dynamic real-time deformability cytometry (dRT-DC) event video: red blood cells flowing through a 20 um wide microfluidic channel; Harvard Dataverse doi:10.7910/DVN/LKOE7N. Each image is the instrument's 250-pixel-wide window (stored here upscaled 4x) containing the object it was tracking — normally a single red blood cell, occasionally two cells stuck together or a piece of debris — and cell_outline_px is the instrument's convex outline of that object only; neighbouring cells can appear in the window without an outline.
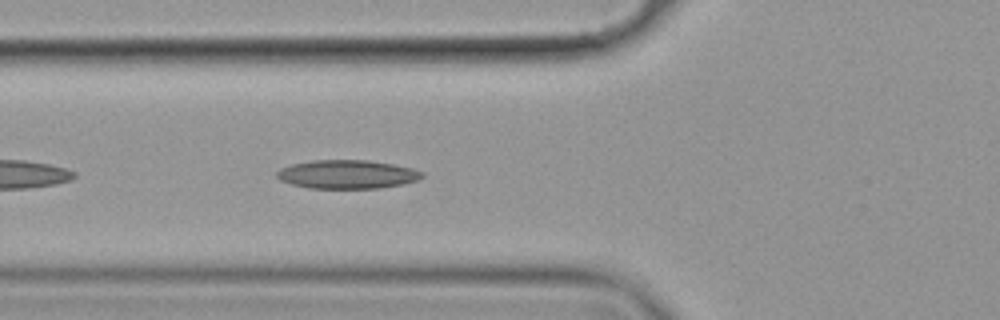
{"species": "common noctule bat (a hibernating species)", "species_latin": "Nyctalus noctula", "temperature_condition": "cold", "stored_images_in_passage": 39, "camera_frame_rate_fps": 3000, "um_per_image_px": 0.085, "animal": {"sex": "female", "body_mass_g": 19.9}, "frame": {"image": 1, "passage_image": 5, "time_ms": 1.333, "image_size_px": [1000, 320], "cell_outline_px": [[424, 176], [416, 180], [400, 184], [380, 188], [308, 188], [292, 184], [280, 180], [276, 176], [276, 172], [280, 168], [292, 164], [312, 160], [368, 160], [392, 164], [412, 168], [424, 172]], "centroid_in_image_um": [29.49, 14.81], "position_along_channel_um": 96.3, "area_um2": 24.16}}
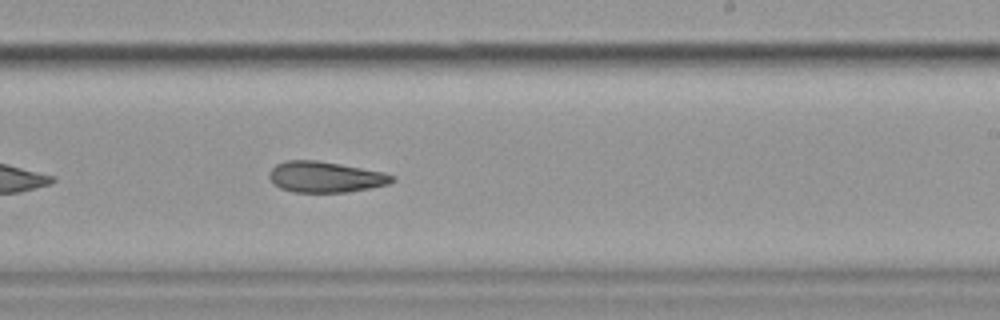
{"frame": {"image": 2, "passage_image": 19, "time_ms": 6.0, "image_size_px": [1000, 320], "cell_outline_px": [[396, 180], [388, 184], [348, 192], [292, 192], [280, 188], [272, 184], [268, 176], [268, 172], [276, 164], [284, 160], [316, 160], [340, 164], [384, 172], [396, 176]], "centroid_in_image_um": [27.62, 15.04], "position_along_channel_um": 261.4, "area_um2": 22.31}}
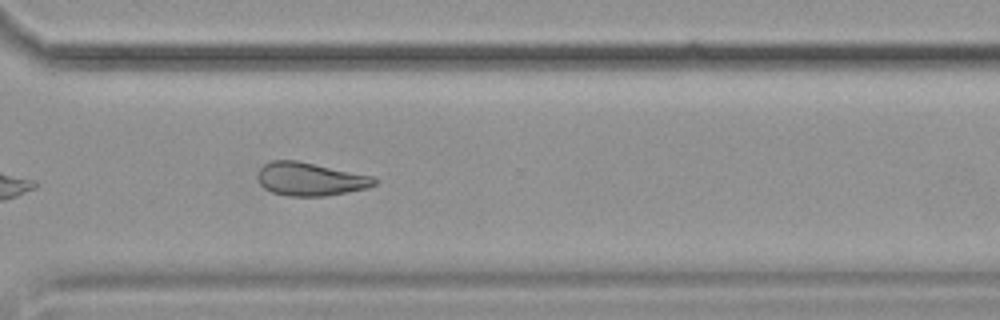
{"frame": {"image": 3, "passage_image": 26, "time_ms": 8.333, "image_size_px": [1000, 320], "cell_outline_px": [[380, 180], [376, 184], [368, 188], [348, 192], [324, 196], [288, 196], [272, 192], [264, 188], [260, 184], [256, 176], [260, 168], [264, 164], [272, 160], [296, 160], [372, 176]], "centroid_in_image_um": [26.36, 15.23], "position_along_channel_um": 344.2, "area_um2": 22.66}, "authors_computed_cell_mechanics": {"area_um2": 23.12, "velocity_mm_per_s": 3.5395, "shape_relaxation_time_tau1_ms": null, "shape_relaxation_time_tau2_ms": 6.8482, "deformation_change_tau1": null, "deformation_change_tau2": 0.1575}}